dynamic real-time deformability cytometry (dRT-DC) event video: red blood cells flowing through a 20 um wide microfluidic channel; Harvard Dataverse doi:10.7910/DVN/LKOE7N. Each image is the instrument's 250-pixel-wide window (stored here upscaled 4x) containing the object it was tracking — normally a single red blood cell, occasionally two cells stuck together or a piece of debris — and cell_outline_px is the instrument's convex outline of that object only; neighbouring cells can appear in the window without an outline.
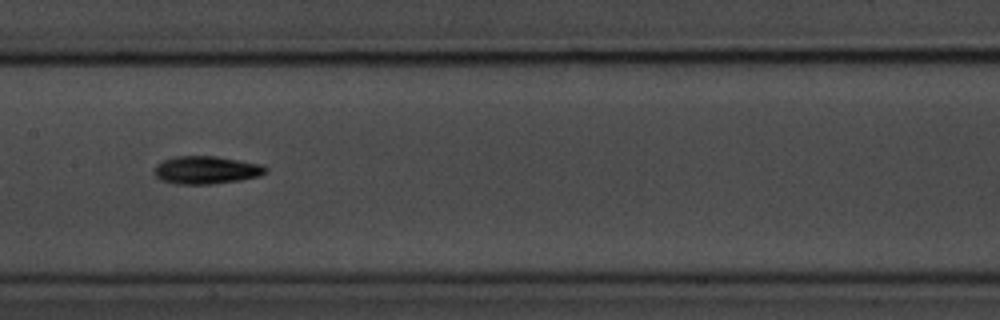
{"species": "common noctule bat (a hibernating species)", "species_latin": "Nyctalus noctula", "temperature_condition": "room temperature", "stored_images_in_passage": 39, "camera_frame_rate_fps": 3000, "um_per_image_px": 0.085, "animal": {"sex": "male", "body_mass_g": 20.1, "forearm_length_mm": 53.5}, "frame": {"image": 1, "passage_image": 12, "time_ms": 3.667, "image_size_px": [1000, 320], "cell_outline_px": [[268, 172], [260, 176], [240, 180], [208, 184], [176, 184], [160, 180], [152, 172], [156, 164], [164, 160], [176, 156], [212, 156], [264, 164], [268, 168]], "centroid_in_image_um": [17.54, 14.45], "position_along_channel_um": 189.9, "area_um2": 18.21}}
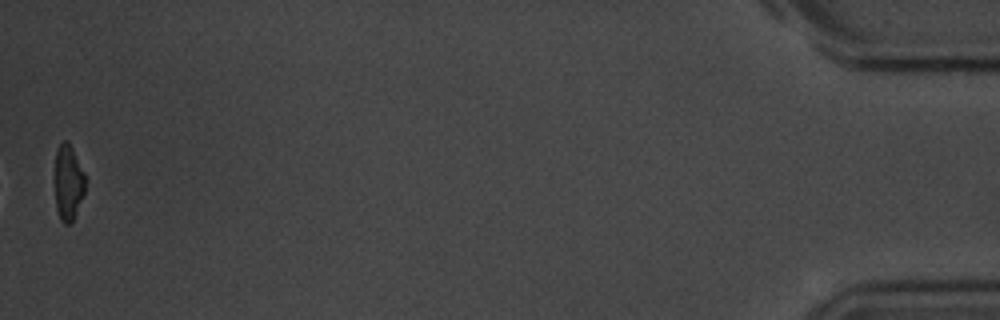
{"frame": {"image": 2, "passage_image": 39, "time_ms": 12.667, "image_size_px": [1000, 320], "cell_outline_px": [[84, 192], [72, 224], [64, 224], [60, 220], [56, 208], [56, 152], [60, 144], [64, 140], [68, 140], [84, 172]], "centroid_in_image_um": [5.8, 15.55], "position_along_channel_um": 429.4, "area_um2": 13.12}, "authors_computed_cell_mechanics": {"area_um2": 16.473, "velocity_mm_per_s": 3.7202, "shape_relaxation_time_tau1_ms": 2.2854, "shape_relaxation_time_tau2_ms": null, "deformation_change_tau1": 0.1436, "deformation_change_tau2": null}}